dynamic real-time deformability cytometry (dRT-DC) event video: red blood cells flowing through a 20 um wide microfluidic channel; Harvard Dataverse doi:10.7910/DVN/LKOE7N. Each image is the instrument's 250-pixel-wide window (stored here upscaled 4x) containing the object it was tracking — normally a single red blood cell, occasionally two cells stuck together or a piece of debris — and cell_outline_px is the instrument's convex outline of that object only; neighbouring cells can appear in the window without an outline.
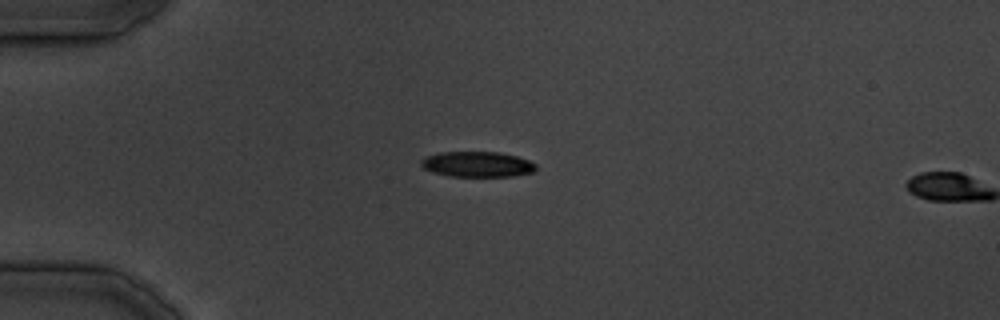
{"species": "common noctule bat (a hibernating species)", "species_latin": "Nyctalus noctula", "temperature_condition": "cold", "stored_images_in_passage": 2, "camera_frame_rate_fps": 3000, "um_per_image_px": 0.085, "animal": {"sex": "male", "body_mass_g": 19.5, "forearm_length_mm": 54.6}, "frame": {"image": 1, "passage_image": 1, "time_ms": 0.0, "image_size_px": [1000, 320], "cell_outline_px": [[536, 168], [532, 172], [512, 176], [448, 176], [432, 172], [424, 168], [420, 164], [420, 160], [424, 156], [440, 152], [500, 152], [516, 156], [528, 160], [536, 164]], "centroid_in_image_um": [40.52, 13.95], "position_along_channel_um": 44.5, "area_um2": 17.05}}